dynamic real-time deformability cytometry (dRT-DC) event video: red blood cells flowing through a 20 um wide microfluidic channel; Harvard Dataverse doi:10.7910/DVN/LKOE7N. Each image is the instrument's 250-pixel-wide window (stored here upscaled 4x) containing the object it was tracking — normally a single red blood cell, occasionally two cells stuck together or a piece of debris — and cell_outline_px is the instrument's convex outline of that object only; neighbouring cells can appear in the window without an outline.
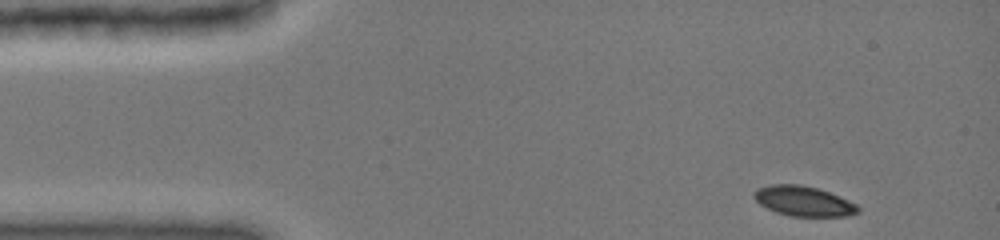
{"species": "common noctule bat (a hibernating species)", "species_latin": "Nyctalus noctula", "temperature_condition": "cold", "stored_images_in_passage": 40, "camera_frame_rate_fps": 3000, "um_per_image_px": 0.085, "animal": {"sex": "female", "body_mass_g": 19.0, "forearm_length_mm": 51.5}, "frame": {"image": 1, "passage_image": 1, "time_ms": 0.0, "image_size_px": [1000, 240], "cell_outline_px": [[860, 212], [848, 216], [788, 216], [776, 212], [760, 204], [752, 196], [752, 192], [756, 188], [772, 184], [800, 184], [816, 188], [828, 192], [848, 200], [856, 204], [860, 208]], "centroid_in_image_um": [68.28, 17.09], "position_along_channel_um": 16.7, "area_um2": 18.21}}
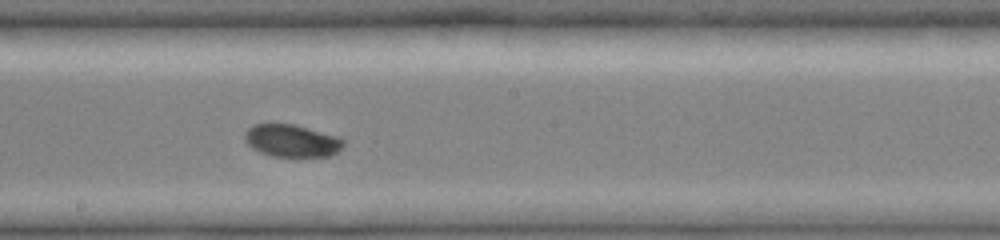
{"frame": {"image": 2, "passage_image": 23, "time_ms": 7.333, "image_size_px": [1000, 240], "cell_outline_px": [[344, 144], [332, 156], [272, 156], [260, 152], [252, 148], [244, 140], [244, 132], [248, 128], [256, 124], [268, 120], [292, 124], [340, 136], [344, 140]], "centroid_in_image_um": [24.75, 11.92], "position_along_channel_um": 223.4, "area_um2": 19.13}}
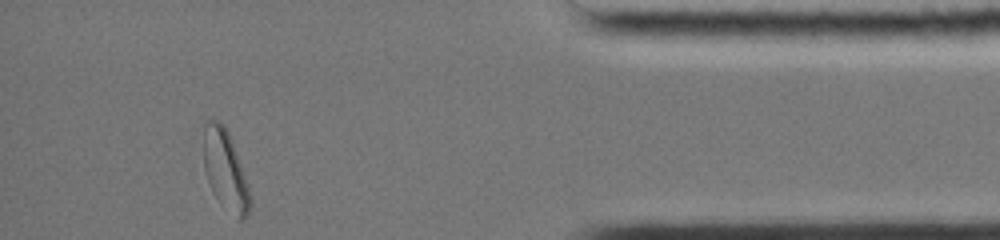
{"frame": {"image": 3, "passage_image": 40, "time_ms": 13.0, "image_size_px": [1000, 240], "cell_outline_px": [[252, 204], [244, 220], [240, 220], [212, 192], [204, 168], [204, 120], [216, 120], [224, 124], [232, 140], [252, 200]], "centroid_in_image_um": [19.14, 14.41], "position_along_channel_um": 416.1, "area_um2": 21.04}, "authors_computed_cell_mechanics": {"area_um2": 19.0451, "velocity_mm_per_s": 3.9643, "shape_relaxation_time_tau1_ms": 2.8389, "shape_relaxation_time_tau2_ms": null, "deformation_change_tau1": 0.0965, "deformation_change_tau2": null}}